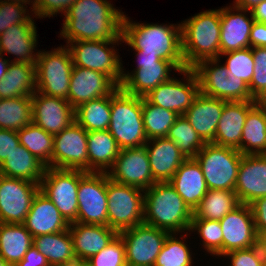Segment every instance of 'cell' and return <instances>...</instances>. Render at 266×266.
I'll return each mask as SVG.
<instances>
[{"label": "cell", "instance_id": "cell-47", "mask_svg": "<svg viewBox=\"0 0 266 266\" xmlns=\"http://www.w3.org/2000/svg\"><path fill=\"white\" fill-rule=\"evenodd\" d=\"M254 73L249 86L251 97L258 101L266 95V47L252 48Z\"/></svg>", "mask_w": 266, "mask_h": 266}, {"label": "cell", "instance_id": "cell-8", "mask_svg": "<svg viewBox=\"0 0 266 266\" xmlns=\"http://www.w3.org/2000/svg\"><path fill=\"white\" fill-rule=\"evenodd\" d=\"M242 156L237 149L206 143L195 159L208 189L234 191Z\"/></svg>", "mask_w": 266, "mask_h": 266}, {"label": "cell", "instance_id": "cell-11", "mask_svg": "<svg viewBox=\"0 0 266 266\" xmlns=\"http://www.w3.org/2000/svg\"><path fill=\"white\" fill-rule=\"evenodd\" d=\"M137 65L132 71L123 66L120 88L131 95L146 96L179 70L170 62L150 52H135ZM176 71V72H173Z\"/></svg>", "mask_w": 266, "mask_h": 266}, {"label": "cell", "instance_id": "cell-7", "mask_svg": "<svg viewBox=\"0 0 266 266\" xmlns=\"http://www.w3.org/2000/svg\"><path fill=\"white\" fill-rule=\"evenodd\" d=\"M122 43L123 40H91L74 41L66 46L74 66L106 74L119 87L122 83L123 61L116 47Z\"/></svg>", "mask_w": 266, "mask_h": 266}, {"label": "cell", "instance_id": "cell-39", "mask_svg": "<svg viewBox=\"0 0 266 266\" xmlns=\"http://www.w3.org/2000/svg\"><path fill=\"white\" fill-rule=\"evenodd\" d=\"M32 122L31 96L0 99V129L18 132Z\"/></svg>", "mask_w": 266, "mask_h": 266}, {"label": "cell", "instance_id": "cell-50", "mask_svg": "<svg viewBox=\"0 0 266 266\" xmlns=\"http://www.w3.org/2000/svg\"><path fill=\"white\" fill-rule=\"evenodd\" d=\"M230 260L228 266H265L256 246L249 249L232 250L221 258Z\"/></svg>", "mask_w": 266, "mask_h": 266}, {"label": "cell", "instance_id": "cell-14", "mask_svg": "<svg viewBox=\"0 0 266 266\" xmlns=\"http://www.w3.org/2000/svg\"><path fill=\"white\" fill-rule=\"evenodd\" d=\"M107 204V173L87 172L79 180L75 222L108 226Z\"/></svg>", "mask_w": 266, "mask_h": 266}, {"label": "cell", "instance_id": "cell-32", "mask_svg": "<svg viewBox=\"0 0 266 266\" xmlns=\"http://www.w3.org/2000/svg\"><path fill=\"white\" fill-rule=\"evenodd\" d=\"M46 165L21 144L0 164V174L40 184Z\"/></svg>", "mask_w": 266, "mask_h": 266}, {"label": "cell", "instance_id": "cell-18", "mask_svg": "<svg viewBox=\"0 0 266 266\" xmlns=\"http://www.w3.org/2000/svg\"><path fill=\"white\" fill-rule=\"evenodd\" d=\"M222 228V255L256 246L257 231L250 205L239 204L219 220Z\"/></svg>", "mask_w": 266, "mask_h": 266}, {"label": "cell", "instance_id": "cell-25", "mask_svg": "<svg viewBox=\"0 0 266 266\" xmlns=\"http://www.w3.org/2000/svg\"><path fill=\"white\" fill-rule=\"evenodd\" d=\"M144 146L148 153L152 177L156 182L169 181L187 159L167 137L150 139Z\"/></svg>", "mask_w": 266, "mask_h": 266}, {"label": "cell", "instance_id": "cell-34", "mask_svg": "<svg viewBox=\"0 0 266 266\" xmlns=\"http://www.w3.org/2000/svg\"><path fill=\"white\" fill-rule=\"evenodd\" d=\"M33 245L24 224L0 223V255L12 266L20 262Z\"/></svg>", "mask_w": 266, "mask_h": 266}, {"label": "cell", "instance_id": "cell-40", "mask_svg": "<svg viewBox=\"0 0 266 266\" xmlns=\"http://www.w3.org/2000/svg\"><path fill=\"white\" fill-rule=\"evenodd\" d=\"M188 234L191 235L192 233L190 231L184 232V235L183 232L169 233L154 266H195L196 255L192 253L193 251L186 241Z\"/></svg>", "mask_w": 266, "mask_h": 266}, {"label": "cell", "instance_id": "cell-19", "mask_svg": "<svg viewBox=\"0 0 266 266\" xmlns=\"http://www.w3.org/2000/svg\"><path fill=\"white\" fill-rule=\"evenodd\" d=\"M31 100L33 123L51 135L59 134L75 121V109L66 99L35 91Z\"/></svg>", "mask_w": 266, "mask_h": 266}, {"label": "cell", "instance_id": "cell-36", "mask_svg": "<svg viewBox=\"0 0 266 266\" xmlns=\"http://www.w3.org/2000/svg\"><path fill=\"white\" fill-rule=\"evenodd\" d=\"M33 245L46 257L50 266L77 260L69 228L62 232L36 236L33 238Z\"/></svg>", "mask_w": 266, "mask_h": 266}, {"label": "cell", "instance_id": "cell-27", "mask_svg": "<svg viewBox=\"0 0 266 266\" xmlns=\"http://www.w3.org/2000/svg\"><path fill=\"white\" fill-rule=\"evenodd\" d=\"M23 224L33 238L39 235L62 232L69 228V223L61 215L58 208L40 190L35 195Z\"/></svg>", "mask_w": 266, "mask_h": 266}, {"label": "cell", "instance_id": "cell-21", "mask_svg": "<svg viewBox=\"0 0 266 266\" xmlns=\"http://www.w3.org/2000/svg\"><path fill=\"white\" fill-rule=\"evenodd\" d=\"M220 54L250 48V31L254 23L250 10L232 4L220 8Z\"/></svg>", "mask_w": 266, "mask_h": 266}, {"label": "cell", "instance_id": "cell-22", "mask_svg": "<svg viewBox=\"0 0 266 266\" xmlns=\"http://www.w3.org/2000/svg\"><path fill=\"white\" fill-rule=\"evenodd\" d=\"M234 192L247 205L266 196V154L242 156Z\"/></svg>", "mask_w": 266, "mask_h": 266}, {"label": "cell", "instance_id": "cell-63", "mask_svg": "<svg viewBox=\"0 0 266 266\" xmlns=\"http://www.w3.org/2000/svg\"><path fill=\"white\" fill-rule=\"evenodd\" d=\"M0 266H12L0 255Z\"/></svg>", "mask_w": 266, "mask_h": 266}, {"label": "cell", "instance_id": "cell-3", "mask_svg": "<svg viewBox=\"0 0 266 266\" xmlns=\"http://www.w3.org/2000/svg\"><path fill=\"white\" fill-rule=\"evenodd\" d=\"M192 216L193 211L169 181L144 190V223L169 233H184L190 231Z\"/></svg>", "mask_w": 266, "mask_h": 266}, {"label": "cell", "instance_id": "cell-33", "mask_svg": "<svg viewBox=\"0 0 266 266\" xmlns=\"http://www.w3.org/2000/svg\"><path fill=\"white\" fill-rule=\"evenodd\" d=\"M35 91V64L10 62L0 82V99L31 96Z\"/></svg>", "mask_w": 266, "mask_h": 266}, {"label": "cell", "instance_id": "cell-56", "mask_svg": "<svg viewBox=\"0 0 266 266\" xmlns=\"http://www.w3.org/2000/svg\"><path fill=\"white\" fill-rule=\"evenodd\" d=\"M250 12L255 22L266 24V0L254 6Z\"/></svg>", "mask_w": 266, "mask_h": 266}, {"label": "cell", "instance_id": "cell-30", "mask_svg": "<svg viewBox=\"0 0 266 266\" xmlns=\"http://www.w3.org/2000/svg\"><path fill=\"white\" fill-rule=\"evenodd\" d=\"M88 172L107 173L118 157L120 148L108 130L88 131Z\"/></svg>", "mask_w": 266, "mask_h": 266}, {"label": "cell", "instance_id": "cell-23", "mask_svg": "<svg viewBox=\"0 0 266 266\" xmlns=\"http://www.w3.org/2000/svg\"><path fill=\"white\" fill-rule=\"evenodd\" d=\"M117 87L106 74L73 66L68 101L75 109L84 102L110 95Z\"/></svg>", "mask_w": 266, "mask_h": 266}, {"label": "cell", "instance_id": "cell-5", "mask_svg": "<svg viewBox=\"0 0 266 266\" xmlns=\"http://www.w3.org/2000/svg\"><path fill=\"white\" fill-rule=\"evenodd\" d=\"M108 131L120 149L144 146L148 139L142 116V97L117 87L111 93V119Z\"/></svg>", "mask_w": 266, "mask_h": 266}, {"label": "cell", "instance_id": "cell-42", "mask_svg": "<svg viewBox=\"0 0 266 266\" xmlns=\"http://www.w3.org/2000/svg\"><path fill=\"white\" fill-rule=\"evenodd\" d=\"M142 116L145 134L150 140L167 137L169 129L179 115L174 111L156 106L142 97Z\"/></svg>", "mask_w": 266, "mask_h": 266}, {"label": "cell", "instance_id": "cell-15", "mask_svg": "<svg viewBox=\"0 0 266 266\" xmlns=\"http://www.w3.org/2000/svg\"><path fill=\"white\" fill-rule=\"evenodd\" d=\"M40 184L0 174V223L23 224Z\"/></svg>", "mask_w": 266, "mask_h": 266}, {"label": "cell", "instance_id": "cell-41", "mask_svg": "<svg viewBox=\"0 0 266 266\" xmlns=\"http://www.w3.org/2000/svg\"><path fill=\"white\" fill-rule=\"evenodd\" d=\"M19 142L47 167H52L54 135L35 123L28 124L17 132Z\"/></svg>", "mask_w": 266, "mask_h": 266}, {"label": "cell", "instance_id": "cell-1", "mask_svg": "<svg viewBox=\"0 0 266 266\" xmlns=\"http://www.w3.org/2000/svg\"><path fill=\"white\" fill-rule=\"evenodd\" d=\"M109 0H77L66 12L58 37L74 41L123 40V12ZM64 38V39H63Z\"/></svg>", "mask_w": 266, "mask_h": 266}, {"label": "cell", "instance_id": "cell-38", "mask_svg": "<svg viewBox=\"0 0 266 266\" xmlns=\"http://www.w3.org/2000/svg\"><path fill=\"white\" fill-rule=\"evenodd\" d=\"M239 204L234 191L208 190L194 209L192 218L221 220Z\"/></svg>", "mask_w": 266, "mask_h": 266}, {"label": "cell", "instance_id": "cell-49", "mask_svg": "<svg viewBox=\"0 0 266 266\" xmlns=\"http://www.w3.org/2000/svg\"><path fill=\"white\" fill-rule=\"evenodd\" d=\"M77 0H35L33 15L37 18H50L61 14L65 15Z\"/></svg>", "mask_w": 266, "mask_h": 266}, {"label": "cell", "instance_id": "cell-20", "mask_svg": "<svg viewBox=\"0 0 266 266\" xmlns=\"http://www.w3.org/2000/svg\"><path fill=\"white\" fill-rule=\"evenodd\" d=\"M33 18L36 17L32 14L25 23L12 25L0 35V55H13L14 59L10 62H37L39 35Z\"/></svg>", "mask_w": 266, "mask_h": 266}, {"label": "cell", "instance_id": "cell-60", "mask_svg": "<svg viewBox=\"0 0 266 266\" xmlns=\"http://www.w3.org/2000/svg\"><path fill=\"white\" fill-rule=\"evenodd\" d=\"M51 266H88V265H87V262L85 261L75 260L73 262L56 264V265H51Z\"/></svg>", "mask_w": 266, "mask_h": 266}, {"label": "cell", "instance_id": "cell-57", "mask_svg": "<svg viewBox=\"0 0 266 266\" xmlns=\"http://www.w3.org/2000/svg\"><path fill=\"white\" fill-rule=\"evenodd\" d=\"M256 247L258 248L260 257L263 259L264 265L266 266V232L257 234Z\"/></svg>", "mask_w": 266, "mask_h": 266}, {"label": "cell", "instance_id": "cell-35", "mask_svg": "<svg viewBox=\"0 0 266 266\" xmlns=\"http://www.w3.org/2000/svg\"><path fill=\"white\" fill-rule=\"evenodd\" d=\"M241 153L266 154V113L258 102L247 113L241 137Z\"/></svg>", "mask_w": 266, "mask_h": 266}, {"label": "cell", "instance_id": "cell-10", "mask_svg": "<svg viewBox=\"0 0 266 266\" xmlns=\"http://www.w3.org/2000/svg\"><path fill=\"white\" fill-rule=\"evenodd\" d=\"M86 171L46 167L40 191L58 208L70 224L77 220L78 185Z\"/></svg>", "mask_w": 266, "mask_h": 266}, {"label": "cell", "instance_id": "cell-24", "mask_svg": "<svg viewBox=\"0 0 266 266\" xmlns=\"http://www.w3.org/2000/svg\"><path fill=\"white\" fill-rule=\"evenodd\" d=\"M256 103V100L226 102L216 128L215 139L211 143L241 152V137L247 113Z\"/></svg>", "mask_w": 266, "mask_h": 266}, {"label": "cell", "instance_id": "cell-59", "mask_svg": "<svg viewBox=\"0 0 266 266\" xmlns=\"http://www.w3.org/2000/svg\"><path fill=\"white\" fill-rule=\"evenodd\" d=\"M10 63V58L0 55V82L4 79V76L6 75L8 65Z\"/></svg>", "mask_w": 266, "mask_h": 266}, {"label": "cell", "instance_id": "cell-45", "mask_svg": "<svg viewBox=\"0 0 266 266\" xmlns=\"http://www.w3.org/2000/svg\"><path fill=\"white\" fill-rule=\"evenodd\" d=\"M222 57L227 59L223 64L228 69V77L241 79L249 85L255 66L252 48H243L220 54L218 59L221 60Z\"/></svg>", "mask_w": 266, "mask_h": 266}, {"label": "cell", "instance_id": "cell-26", "mask_svg": "<svg viewBox=\"0 0 266 266\" xmlns=\"http://www.w3.org/2000/svg\"><path fill=\"white\" fill-rule=\"evenodd\" d=\"M226 102L199 92L191 106L183 114L206 143H211L215 139L216 128Z\"/></svg>", "mask_w": 266, "mask_h": 266}, {"label": "cell", "instance_id": "cell-51", "mask_svg": "<svg viewBox=\"0 0 266 266\" xmlns=\"http://www.w3.org/2000/svg\"><path fill=\"white\" fill-rule=\"evenodd\" d=\"M228 102L230 101H250L251 92L247 83L241 79L228 77Z\"/></svg>", "mask_w": 266, "mask_h": 266}, {"label": "cell", "instance_id": "cell-46", "mask_svg": "<svg viewBox=\"0 0 266 266\" xmlns=\"http://www.w3.org/2000/svg\"><path fill=\"white\" fill-rule=\"evenodd\" d=\"M86 262L88 266H127L122 238L117 235L105 248Z\"/></svg>", "mask_w": 266, "mask_h": 266}, {"label": "cell", "instance_id": "cell-48", "mask_svg": "<svg viewBox=\"0 0 266 266\" xmlns=\"http://www.w3.org/2000/svg\"><path fill=\"white\" fill-rule=\"evenodd\" d=\"M32 14L28 5L0 0V35L12 25L25 23Z\"/></svg>", "mask_w": 266, "mask_h": 266}, {"label": "cell", "instance_id": "cell-28", "mask_svg": "<svg viewBox=\"0 0 266 266\" xmlns=\"http://www.w3.org/2000/svg\"><path fill=\"white\" fill-rule=\"evenodd\" d=\"M69 231L77 260L85 262L105 248L118 235V232L109 226L80 222L70 223Z\"/></svg>", "mask_w": 266, "mask_h": 266}, {"label": "cell", "instance_id": "cell-16", "mask_svg": "<svg viewBox=\"0 0 266 266\" xmlns=\"http://www.w3.org/2000/svg\"><path fill=\"white\" fill-rule=\"evenodd\" d=\"M88 132L74 121L54 135L52 167L88 172Z\"/></svg>", "mask_w": 266, "mask_h": 266}, {"label": "cell", "instance_id": "cell-37", "mask_svg": "<svg viewBox=\"0 0 266 266\" xmlns=\"http://www.w3.org/2000/svg\"><path fill=\"white\" fill-rule=\"evenodd\" d=\"M111 119V94L84 102L75 108V121L88 131L108 130Z\"/></svg>", "mask_w": 266, "mask_h": 266}, {"label": "cell", "instance_id": "cell-4", "mask_svg": "<svg viewBox=\"0 0 266 266\" xmlns=\"http://www.w3.org/2000/svg\"><path fill=\"white\" fill-rule=\"evenodd\" d=\"M181 23L182 54L186 68L220 56V8L204 10Z\"/></svg>", "mask_w": 266, "mask_h": 266}, {"label": "cell", "instance_id": "cell-55", "mask_svg": "<svg viewBox=\"0 0 266 266\" xmlns=\"http://www.w3.org/2000/svg\"><path fill=\"white\" fill-rule=\"evenodd\" d=\"M250 47H266V24L255 22L250 31Z\"/></svg>", "mask_w": 266, "mask_h": 266}, {"label": "cell", "instance_id": "cell-17", "mask_svg": "<svg viewBox=\"0 0 266 266\" xmlns=\"http://www.w3.org/2000/svg\"><path fill=\"white\" fill-rule=\"evenodd\" d=\"M107 174L111 180L117 183L142 190H146L156 183L152 177L145 146L121 149Z\"/></svg>", "mask_w": 266, "mask_h": 266}, {"label": "cell", "instance_id": "cell-29", "mask_svg": "<svg viewBox=\"0 0 266 266\" xmlns=\"http://www.w3.org/2000/svg\"><path fill=\"white\" fill-rule=\"evenodd\" d=\"M169 183L192 211L209 190L202 169L195 158H187L169 180Z\"/></svg>", "mask_w": 266, "mask_h": 266}, {"label": "cell", "instance_id": "cell-62", "mask_svg": "<svg viewBox=\"0 0 266 266\" xmlns=\"http://www.w3.org/2000/svg\"><path fill=\"white\" fill-rule=\"evenodd\" d=\"M266 113V95L257 101Z\"/></svg>", "mask_w": 266, "mask_h": 266}, {"label": "cell", "instance_id": "cell-52", "mask_svg": "<svg viewBox=\"0 0 266 266\" xmlns=\"http://www.w3.org/2000/svg\"><path fill=\"white\" fill-rule=\"evenodd\" d=\"M20 145L18 134L13 130L0 129V164Z\"/></svg>", "mask_w": 266, "mask_h": 266}, {"label": "cell", "instance_id": "cell-13", "mask_svg": "<svg viewBox=\"0 0 266 266\" xmlns=\"http://www.w3.org/2000/svg\"><path fill=\"white\" fill-rule=\"evenodd\" d=\"M178 74L183 75L181 80L173 74L168 81L161 83L144 97L156 106L183 115L199 94V83L192 68L179 70Z\"/></svg>", "mask_w": 266, "mask_h": 266}, {"label": "cell", "instance_id": "cell-44", "mask_svg": "<svg viewBox=\"0 0 266 266\" xmlns=\"http://www.w3.org/2000/svg\"><path fill=\"white\" fill-rule=\"evenodd\" d=\"M190 232L200 237L199 246L206 251L205 255L221 258L223 234L219 220L192 218Z\"/></svg>", "mask_w": 266, "mask_h": 266}, {"label": "cell", "instance_id": "cell-53", "mask_svg": "<svg viewBox=\"0 0 266 266\" xmlns=\"http://www.w3.org/2000/svg\"><path fill=\"white\" fill-rule=\"evenodd\" d=\"M257 233L266 232V196L250 204Z\"/></svg>", "mask_w": 266, "mask_h": 266}, {"label": "cell", "instance_id": "cell-43", "mask_svg": "<svg viewBox=\"0 0 266 266\" xmlns=\"http://www.w3.org/2000/svg\"><path fill=\"white\" fill-rule=\"evenodd\" d=\"M171 139L186 158H195L206 142L197 134L184 115H179L169 129Z\"/></svg>", "mask_w": 266, "mask_h": 266}, {"label": "cell", "instance_id": "cell-54", "mask_svg": "<svg viewBox=\"0 0 266 266\" xmlns=\"http://www.w3.org/2000/svg\"><path fill=\"white\" fill-rule=\"evenodd\" d=\"M15 266H50V264L46 257L32 245L24 255V258Z\"/></svg>", "mask_w": 266, "mask_h": 266}, {"label": "cell", "instance_id": "cell-9", "mask_svg": "<svg viewBox=\"0 0 266 266\" xmlns=\"http://www.w3.org/2000/svg\"><path fill=\"white\" fill-rule=\"evenodd\" d=\"M108 226L118 233L143 223L144 190L117 183L107 174Z\"/></svg>", "mask_w": 266, "mask_h": 266}, {"label": "cell", "instance_id": "cell-31", "mask_svg": "<svg viewBox=\"0 0 266 266\" xmlns=\"http://www.w3.org/2000/svg\"><path fill=\"white\" fill-rule=\"evenodd\" d=\"M219 59H208L192 67L199 83V92L205 96L228 102V69Z\"/></svg>", "mask_w": 266, "mask_h": 266}, {"label": "cell", "instance_id": "cell-61", "mask_svg": "<svg viewBox=\"0 0 266 266\" xmlns=\"http://www.w3.org/2000/svg\"><path fill=\"white\" fill-rule=\"evenodd\" d=\"M3 1H10V2H15V3H20V4H25V5H31L29 9L33 10L34 2L35 0H3ZM32 3V4H31Z\"/></svg>", "mask_w": 266, "mask_h": 266}, {"label": "cell", "instance_id": "cell-12", "mask_svg": "<svg viewBox=\"0 0 266 266\" xmlns=\"http://www.w3.org/2000/svg\"><path fill=\"white\" fill-rule=\"evenodd\" d=\"M169 232L146 223L122 230L127 266H154Z\"/></svg>", "mask_w": 266, "mask_h": 266}, {"label": "cell", "instance_id": "cell-6", "mask_svg": "<svg viewBox=\"0 0 266 266\" xmlns=\"http://www.w3.org/2000/svg\"><path fill=\"white\" fill-rule=\"evenodd\" d=\"M73 60L66 45L49 51H38L36 91L51 97L68 100Z\"/></svg>", "mask_w": 266, "mask_h": 266}, {"label": "cell", "instance_id": "cell-2", "mask_svg": "<svg viewBox=\"0 0 266 266\" xmlns=\"http://www.w3.org/2000/svg\"><path fill=\"white\" fill-rule=\"evenodd\" d=\"M123 43L135 52L156 53L178 70L185 69L182 54L181 23H139L126 13L122 20Z\"/></svg>", "mask_w": 266, "mask_h": 266}, {"label": "cell", "instance_id": "cell-58", "mask_svg": "<svg viewBox=\"0 0 266 266\" xmlns=\"http://www.w3.org/2000/svg\"><path fill=\"white\" fill-rule=\"evenodd\" d=\"M262 1L263 0H233V3L230 4L240 9L251 10Z\"/></svg>", "mask_w": 266, "mask_h": 266}]
</instances>
